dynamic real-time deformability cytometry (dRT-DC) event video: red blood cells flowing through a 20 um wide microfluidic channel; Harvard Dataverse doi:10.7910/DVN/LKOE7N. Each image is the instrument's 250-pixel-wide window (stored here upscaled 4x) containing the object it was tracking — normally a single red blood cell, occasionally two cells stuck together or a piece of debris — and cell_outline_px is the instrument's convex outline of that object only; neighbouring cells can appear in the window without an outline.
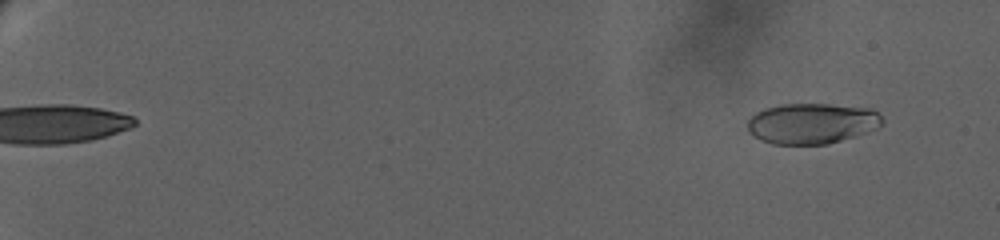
{"species": "human", "species_latin": "Homo sapiens", "temperature_condition": "warm", "stored_images_in_passage": 66, "camera_frame_rate_fps": 3000, "um_per_image_px": 0.085, "donor": {"sex": "female"}, "frame": {"image": 1, "passage_image": 3, "time_ms": 0.667, "image_size_px": [1000, 240], "cell_outline_px": [[884, 120], [876, 128], [868, 132], [856, 136], [828, 144], [772, 144], [760, 140], [752, 136], [748, 132], [748, 120], [756, 112], [764, 108], [784, 104], [828, 104], [868, 108], [876, 112]], "centroid_in_image_um": [68.97, 10.5], "position_along_channel_um": 16.0, "area_um2": 31.91}}
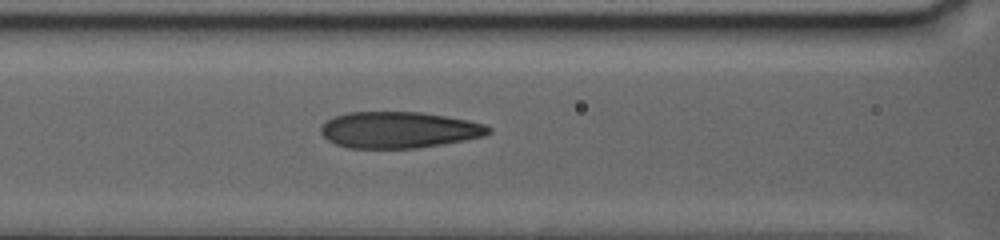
{"frame": {"image": 2, "passage_image": 42, "time_ms": 11.667, "image_size_px": [1000, 240], "cell_outline_px": [[492, 132], [484, 136], [444, 144], [416, 148], [348, 148], [336, 144], [328, 140], [320, 132], [320, 128], [332, 116], [348, 112], [420, 112], [468, 120], [484, 124], [492, 128]], "centroid_in_image_um": [33.91, 11.04], "position_along_channel_um": 132.7, "area_um2": 35.55}}
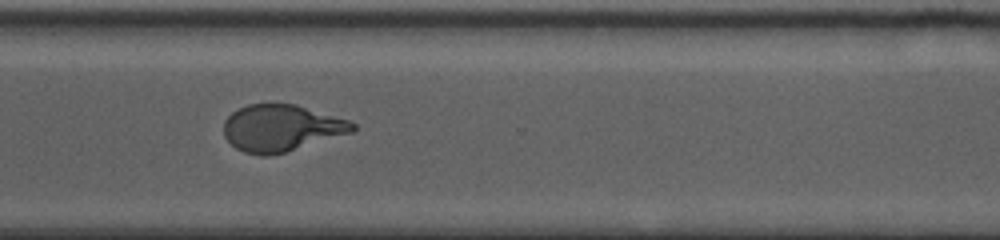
{"frame": {"image": 3, "passage_image": 65, "time_ms": 19.0, "image_size_px": [1000, 240], "cell_outline_px": [[356, 128], [352, 132], [284, 152], [268, 156], [260, 156], [244, 152], [236, 148], [224, 136], [224, 120], [232, 112], [248, 104], [296, 104], [348, 120], [356, 124]], "centroid_in_image_um": [23.89, 10.88], "position_along_channel_um": 346.7, "area_um2": 34.74}}